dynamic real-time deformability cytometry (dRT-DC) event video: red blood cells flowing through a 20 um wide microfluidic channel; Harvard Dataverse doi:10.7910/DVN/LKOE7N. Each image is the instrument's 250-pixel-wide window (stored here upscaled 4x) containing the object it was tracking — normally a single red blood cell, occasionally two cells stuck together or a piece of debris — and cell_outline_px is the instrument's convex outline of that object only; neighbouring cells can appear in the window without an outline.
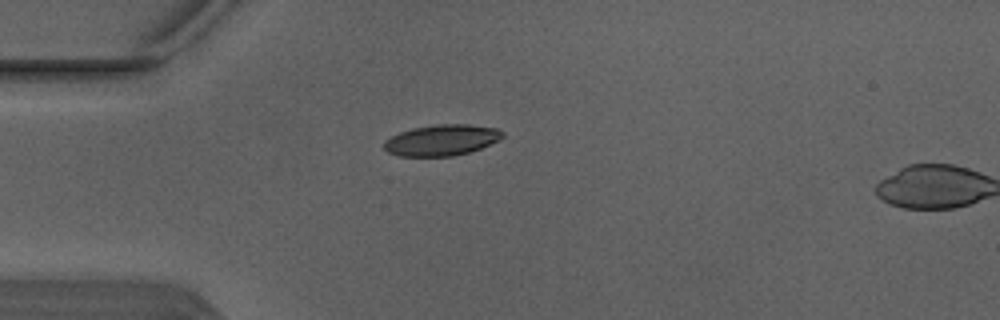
{"species": "Egyptian fruit bat (a non-hibernating species)", "species_latin": "Rousettus aegyptiacus", "temperature_condition": "warm", "stored_images_in_passage": 3, "camera_frame_rate_fps": 3000, "um_per_image_px": 0.085, "animal": {"sex": "male"}, "frame": {"image": 1, "passage_image": 3, "time_ms": 0.667, "image_size_px": [1000, 320], "cell_outline_px": [[504, 136], [500, 140], [480, 148], [468, 152], [452, 156], [400, 156], [388, 152], [384, 148], [384, 140], [400, 132], [412, 128], [436, 124], [468, 124], [496, 128], [504, 132]], "centroid_in_image_um": [37.55, 11.9], "position_along_channel_um": 47.5, "area_um2": 21.39}}